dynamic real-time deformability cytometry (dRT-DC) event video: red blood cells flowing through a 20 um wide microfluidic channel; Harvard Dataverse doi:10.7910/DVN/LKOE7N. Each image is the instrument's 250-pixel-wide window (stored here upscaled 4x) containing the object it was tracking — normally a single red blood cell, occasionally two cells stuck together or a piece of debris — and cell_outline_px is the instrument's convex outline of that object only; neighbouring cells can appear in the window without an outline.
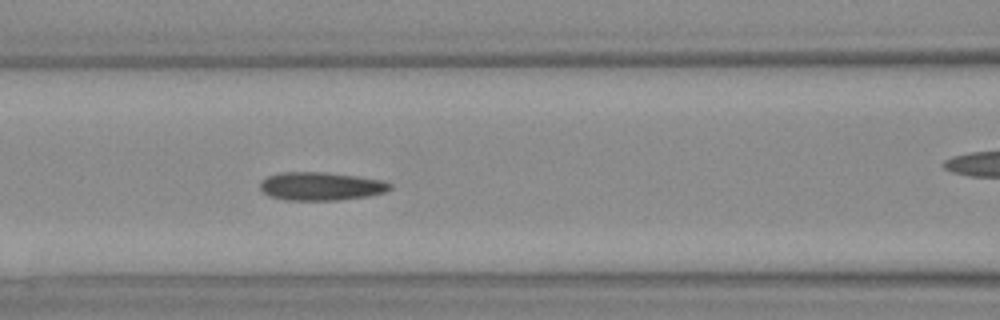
{"species": "Egyptian fruit bat (a non-hibernating species)", "species_latin": "Rousettus aegyptiacus", "temperature_condition": "warm", "stored_images_in_passage": 31, "camera_frame_rate_fps": 3000, "um_per_image_px": 0.085, "animal": {"sex": "female"}, "frame": {"image": 1, "passage_image": 10, "time_ms": 3.0, "image_size_px": [1000, 320], "cell_outline_px": [[392, 188], [384, 192], [368, 196], [336, 200], [284, 200], [268, 196], [260, 188], [260, 184], [268, 176], [280, 172], [324, 172], [356, 176], [384, 180], [392, 184]], "centroid_in_image_um": [27.29, 15.83], "position_along_channel_um": 139.3, "area_um2": 21.39}}